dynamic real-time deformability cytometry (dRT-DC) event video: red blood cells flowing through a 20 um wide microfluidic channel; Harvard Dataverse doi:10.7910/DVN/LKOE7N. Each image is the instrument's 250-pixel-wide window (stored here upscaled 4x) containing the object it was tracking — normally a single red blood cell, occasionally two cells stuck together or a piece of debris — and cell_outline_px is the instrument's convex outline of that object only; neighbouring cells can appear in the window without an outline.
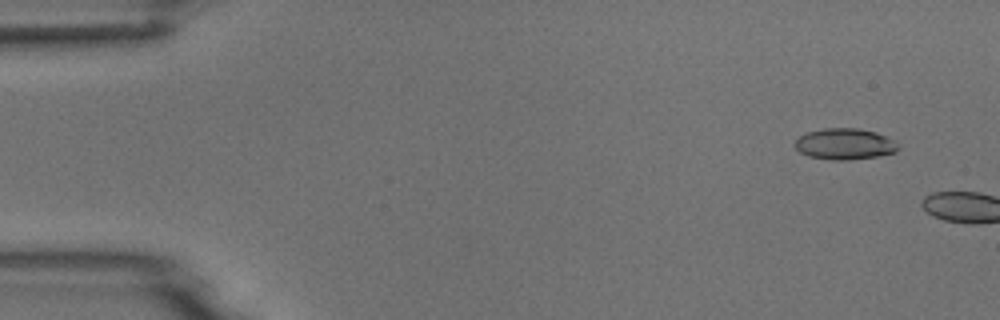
{"species": "common noctule bat (a hibernating species)", "species_latin": "Nyctalus noctula", "temperature_condition": "room temperature", "stored_images_in_passage": 2, "camera_frame_rate_fps": 3000, "um_per_image_px": 0.085, "animal": {"sex": "male", "body_mass_g": 18.8}, "frame": {"image": 1, "passage_image": 1, "time_ms": 0.0, "image_size_px": [1000, 320], "cell_outline_px": [[900, 148], [896, 152], [876, 156], [844, 160], [832, 160], [808, 156], [800, 152], [792, 144], [800, 136], [808, 132], [824, 128], [856, 128], [876, 132], [896, 140], [900, 144]], "centroid_in_image_um": [71.83, 12.23], "position_along_channel_um": 13.2, "area_um2": 18.84}}